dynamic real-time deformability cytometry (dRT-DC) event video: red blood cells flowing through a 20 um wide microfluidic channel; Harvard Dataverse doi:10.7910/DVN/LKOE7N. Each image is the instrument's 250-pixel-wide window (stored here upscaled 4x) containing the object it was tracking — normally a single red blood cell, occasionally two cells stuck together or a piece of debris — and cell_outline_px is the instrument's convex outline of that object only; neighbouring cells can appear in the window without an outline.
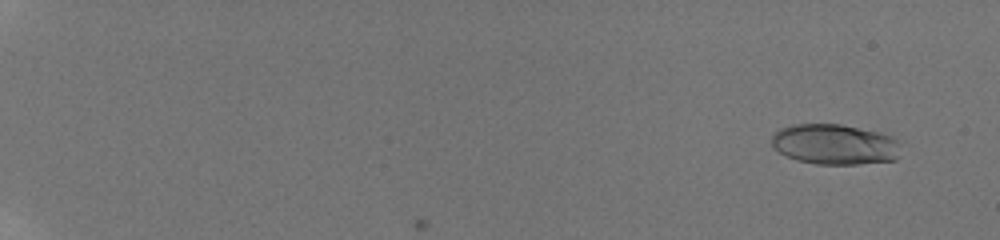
{"species": "human", "species_latin": "Homo sapiens", "temperature_condition": "room temperature", "stored_images_in_passage": 83, "camera_frame_rate_fps": 3000, "um_per_image_px": 0.085, "donor": {"sex": "male"}, "frame": {"image": 1, "passage_image": 8, "time_ms": 1.333, "image_size_px": [1000, 240], "cell_outline_px": [[900, 156], [896, 160], [856, 164], [816, 164], [796, 160], [772, 148], [772, 136], [780, 128], [796, 124], [840, 124], [880, 132], [892, 136], [900, 140]], "centroid_in_image_um": [71.0, 12.27], "position_along_channel_um": 14.0, "area_um2": 30.69}}
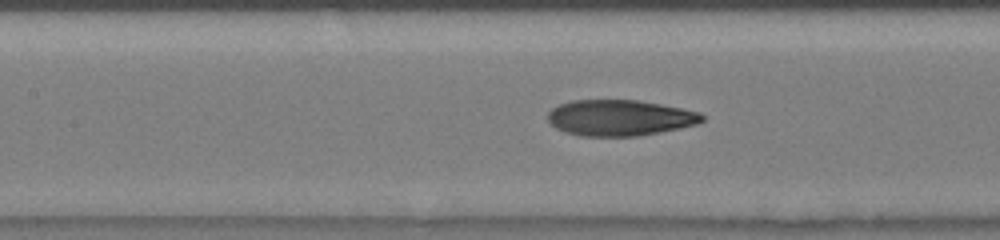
{"frame": {"image": 2, "passage_image": 55, "time_ms": 10.333, "image_size_px": [1000, 240], "cell_outline_px": [[704, 120], [696, 124], [680, 128], [660, 132], [636, 136], [580, 136], [564, 132], [556, 128], [548, 120], [548, 112], [552, 108], [560, 104], [572, 100], [636, 100], [660, 104], [700, 112], [704, 116]], "centroid_in_image_um": [52.66, 10.01], "position_along_channel_um": 154.7, "area_um2": 32.25}}
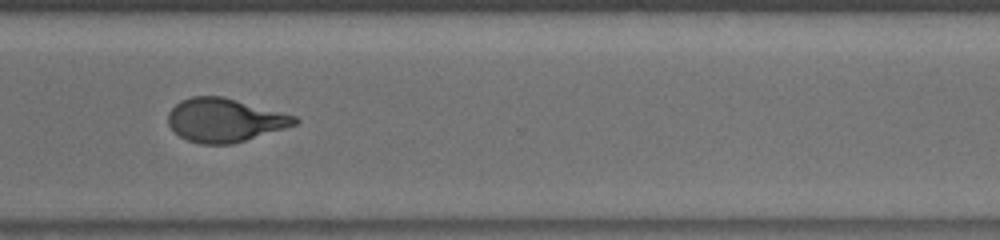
{"frame": {"image": 3, "passage_image": 82, "time_ms": 15.333, "image_size_px": [1000, 240], "cell_outline_px": [[300, 120], [296, 124], [284, 128], [232, 144], [200, 144], [188, 140], [180, 136], [168, 124], [168, 112], [180, 100], [192, 96], [224, 96], [296, 116]], "centroid_in_image_um": [19.08, 10.2], "position_along_channel_um": 351.5, "area_um2": 31.96}}